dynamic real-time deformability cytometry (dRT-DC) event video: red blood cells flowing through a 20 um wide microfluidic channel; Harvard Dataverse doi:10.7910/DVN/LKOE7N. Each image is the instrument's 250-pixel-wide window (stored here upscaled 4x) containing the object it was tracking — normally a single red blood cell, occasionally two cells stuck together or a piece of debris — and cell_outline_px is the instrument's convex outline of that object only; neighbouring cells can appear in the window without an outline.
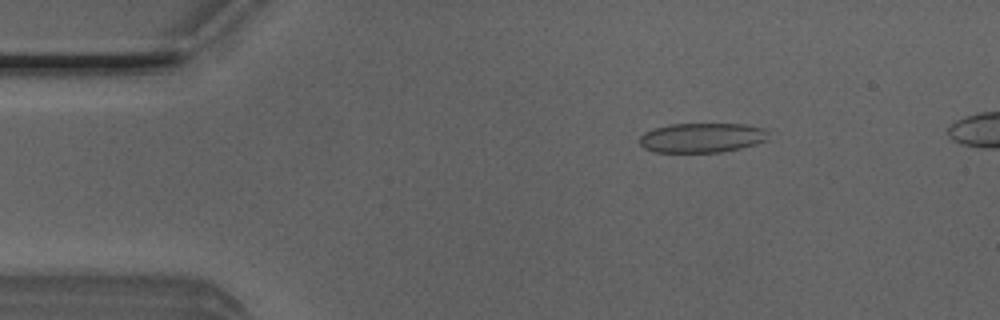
{"species": "Egyptian fruit bat (a non-hibernating species)", "species_latin": "Rousettus aegyptiacus", "temperature_condition": "room temperature", "stored_images_in_passage": 45, "camera_frame_rate_fps": 3000, "um_per_image_px": 0.085, "animal": {"sex": "male"}, "frame": {"image": 1, "passage_image": 5, "time_ms": 1.333, "image_size_px": [1000, 320], "cell_outline_px": [[768, 140], [756, 144], [740, 148], [720, 152], [656, 152], [644, 148], [640, 144], [640, 136], [644, 132], [652, 128], [668, 124], [744, 124], [764, 128], [768, 132]], "centroid_in_image_um": [59.66, 11.7], "position_along_channel_um": 25.3, "area_um2": 22.37}}
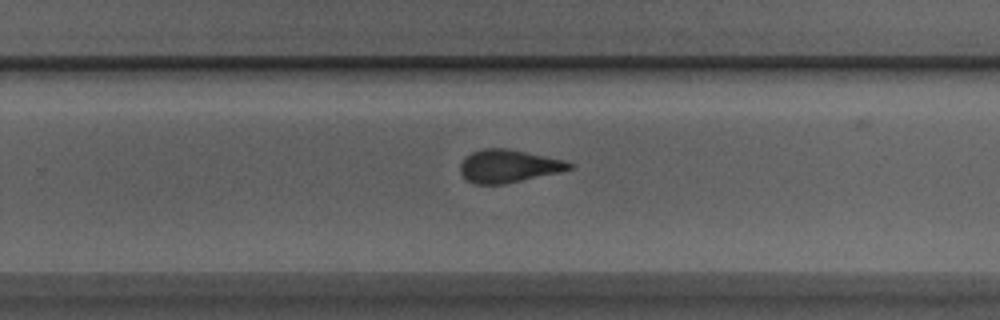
{"frame": {"image": 2, "passage_image": 29, "time_ms": 9.333, "image_size_px": [1000, 320], "cell_outline_px": [[576, 164], [572, 168], [560, 172], [504, 184], [472, 184], [460, 172], [460, 164], [464, 156], [472, 152], [484, 148], [508, 148], [564, 160]], "centroid_in_image_um": [43.21, 14.11], "position_along_channel_um": 286.6, "area_um2": 20.98}}
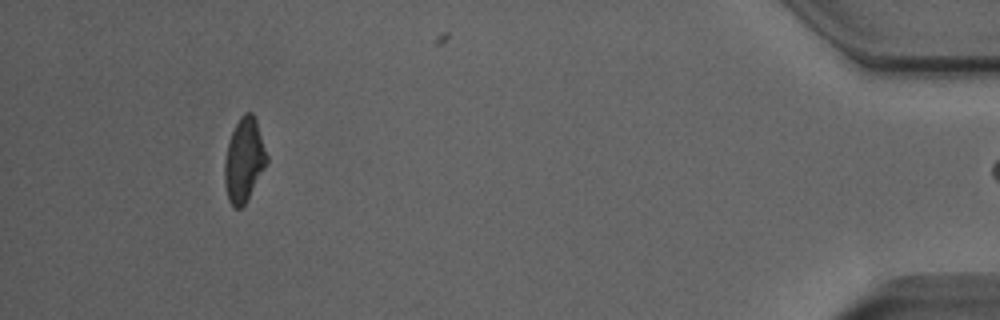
{"frame": {"image": 3, "passage_image": 44, "time_ms": 14.333, "image_size_px": [1000, 320], "cell_outline_px": [[268, 160], [264, 168], [244, 204], [240, 208], [236, 208], [228, 200], [224, 184], [224, 160], [228, 144], [232, 132], [240, 116], [244, 112], [252, 112], [256, 120], [268, 156]], "centroid_in_image_um": [20.73, 13.58], "position_along_channel_um": 414.5, "area_um2": 20.29}, "authors_computed_cell_mechanics": {"area_um2": 21.7328, "velocity_mm_per_s": 4.0185, "shape_relaxation_time_tau1_ms": 10.8819, "shape_relaxation_time_tau2_ms": 1.3532, "deformation_change_tau1": 0.2404, "deformation_change_tau2": 0.0981}}